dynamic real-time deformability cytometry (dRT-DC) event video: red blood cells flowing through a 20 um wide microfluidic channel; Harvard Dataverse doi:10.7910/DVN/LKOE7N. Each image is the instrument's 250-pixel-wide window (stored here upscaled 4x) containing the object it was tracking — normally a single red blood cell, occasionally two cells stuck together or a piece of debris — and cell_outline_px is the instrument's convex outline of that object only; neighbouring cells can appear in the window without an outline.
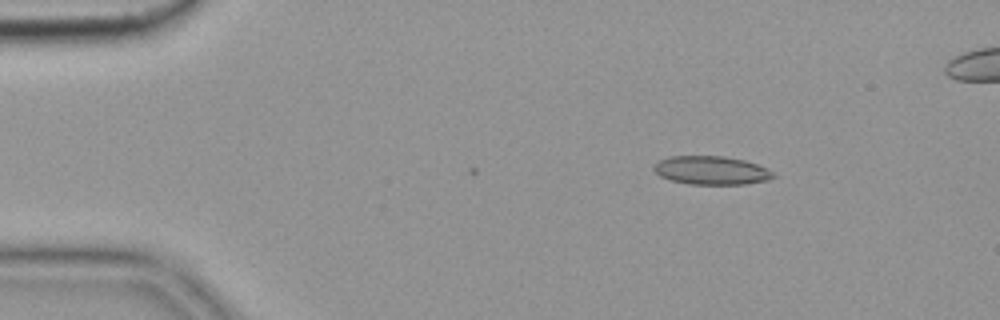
{"species": "common noctule bat (a hibernating species)", "species_latin": "Nyctalus noctula", "temperature_condition": "cold", "stored_images_in_passage": 2, "camera_frame_rate_fps": 3000, "um_per_image_px": 0.085, "animal": {"sex": "female", "body_mass_g": 19.9}, "frame": {"image": 1, "passage_image": 2, "time_ms": 0.333, "image_size_px": [1000, 320], "cell_outline_px": [[776, 176], [768, 180], [744, 184], [688, 184], [672, 180], [660, 176], [652, 168], [660, 160], [668, 156], [724, 156], [744, 160], [768, 168]], "centroid_in_image_um": [60.47, 14.48], "position_along_channel_um": 24.5, "area_um2": 19.77}}